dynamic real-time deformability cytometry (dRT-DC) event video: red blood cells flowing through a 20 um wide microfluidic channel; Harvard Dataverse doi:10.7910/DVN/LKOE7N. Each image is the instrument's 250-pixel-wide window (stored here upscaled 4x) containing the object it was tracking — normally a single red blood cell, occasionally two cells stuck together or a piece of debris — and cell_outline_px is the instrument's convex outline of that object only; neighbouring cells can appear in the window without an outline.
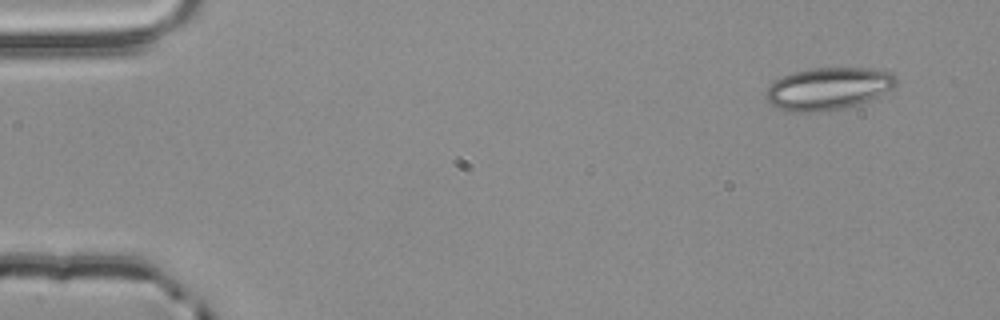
{"species": "common noctule bat (a hibernating species)", "species_latin": "Nyctalus noctula", "temperature_condition": "room temperature", "stored_images_in_passage": 3, "camera_frame_rate_fps": 3000, "um_per_image_px": 0.085, "animal": {"sex": "male", "body_mass_g": 20.4}, "frame": {"image": 1, "passage_image": 1, "time_ms": 0.0, "image_size_px": [1000, 320], "cell_outline_px": [[896, 84], [892, 88], [860, 104], [828, 112], [788, 112], [768, 104], [764, 96], [764, 92], [768, 84], [772, 80], [796, 72], [812, 68], [868, 68], [888, 72], [896, 76]], "centroid_in_image_um": [70.3, 7.56], "position_along_channel_um": 14.7, "area_um2": 32.43}}